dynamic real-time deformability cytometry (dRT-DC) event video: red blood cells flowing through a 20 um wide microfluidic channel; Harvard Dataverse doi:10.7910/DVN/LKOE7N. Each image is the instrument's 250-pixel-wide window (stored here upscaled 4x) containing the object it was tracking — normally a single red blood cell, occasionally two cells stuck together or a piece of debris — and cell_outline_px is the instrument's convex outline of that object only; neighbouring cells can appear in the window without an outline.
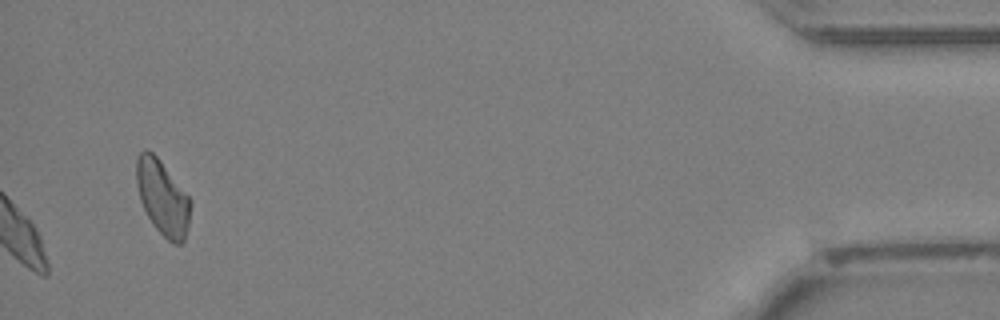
{"species": "Egyptian fruit bat (a non-hibernating species)", "species_latin": "Rousettus aegyptiacus", "temperature_condition": "cold", "stored_images_in_passage": 32, "camera_frame_rate_fps": 3000, "um_per_image_px": 0.085, "animal": {"sex": "female"}, "frame": {"image": 1, "passage_image": 32, "time_ms": 10.333, "image_size_px": [1000, 320], "cell_outline_px": [[192, 204], [188, 224], [184, 240], [180, 244], [176, 244], [168, 240], [156, 228], [148, 216], [140, 200], [136, 184], [136, 160], [140, 152], [144, 148], [152, 152], [156, 156], [192, 200]], "centroid_in_image_um": [13.82, 16.78], "position_along_channel_um": 421.4, "area_um2": 23.35}}